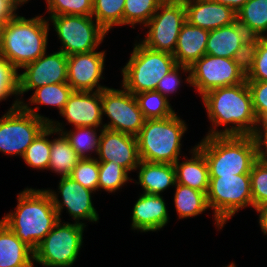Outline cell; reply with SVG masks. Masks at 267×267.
<instances>
[{
  "mask_svg": "<svg viewBox=\"0 0 267 267\" xmlns=\"http://www.w3.org/2000/svg\"><path fill=\"white\" fill-rule=\"evenodd\" d=\"M212 127L206 136L253 135L258 120L252 107V96L245 80L229 87H219L201 96ZM232 124V126H229ZM225 126L224 130H217Z\"/></svg>",
  "mask_w": 267,
  "mask_h": 267,
  "instance_id": "obj_1",
  "label": "cell"
},
{
  "mask_svg": "<svg viewBox=\"0 0 267 267\" xmlns=\"http://www.w3.org/2000/svg\"><path fill=\"white\" fill-rule=\"evenodd\" d=\"M18 204L0 220L33 251L59 222L58 213L46 189L25 188Z\"/></svg>",
  "mask_w": 267,
  "mask_h": 267,
  "instance_id": "obj_2",
  "label": "cell"
},
{
  "mask_svg": "<svg viewBox=\"0 0 267 267\" xmlns=\"http://www.w3.org/2000/svg\"><path fill=\"white\" fill-rule=\"evenodd\" d=\"M49 21L42 15L26 19L16 15L3 23L0 34V56L17 71L47 52Z\"/></svg>",
  "mask_w": 267,
  "mask_h": 267,
  "instance_id": "obj_3",
  "label": "cell"
},
{
  "mask_svg": "<svg viewBox=\"0 0 267 267\" xmlns=\"http://www.w3.org/2000/svg\"><path fill=\"white\" fill-rule=\"evenodd\" d=\"M195 146L205 156L209 177L249 174L258 159L252 135L205 136Z\"/></svg>",
  "mask_w": 267,
  "mask_h": 267,
  "instance_id": "obj_4",
  "label": "cell"
},
{
  "mask_svg": "<svg viewBox=\"0 0 267 267\" xmlns=\"http://www.w3.org/2000/svg\"><path fill=\"white\" fill-rule=\"evenodd\" d=\"M187 129L176 113L165 119L145 120L136 136L140 160L174 164L181 155V140Z\"/></svg>",
  "mask_w": 267,
  "mask_h": 267,
  "instance_id": "obj_5",
  "label": "cell"
},
{
  "mask_svg": "<svg viewBox=\"0 0 267 267\" xmlns=\"http://www.w3.org/2000/svg\"><path fill=\"white\" fill-rule=\"evenodd\" d=\"M23 99L14 101L0 118V152L23 157L33 140L53 121L38 113Z\"/></svg>",
  "mask_w": 267,
  "mask_h": 267,
  "instance_id": "obj_6",
  "label": "cell"
},
{
  "mask_svg": "<svg viewBox=\"0 0 267 267\" xmlns=\"http://www.w3.org/2000/svg\"><path fill=\"white\" fill-rule=\"evenodd\" d=\"M177 66L173 54L154 51L139 43L134 44L130 59L122 68V86L132 94L155 91L158 82Z\"/></svg>",
  "mask_w": 267,
  "mask_h": 267,
  "instance_id": "obj_7",
  "label": "cell"
},
{
  "mask_svg": "<svg viewBox=\"0 0 267 267\" xmlns=\"http://www.w3.org/2000/svg\"><path fill=\"white\" fill-rule=\"evenodd\" d=\"M206 195L209 209L213 210L215 224L220 230L239 210L247 206L253 208L249 174L209 177Z\"/></svg>",
  "mask_w": 267,
  "mask_h": 267,
  "instance_id": "obj_8",
  "label": "cell"
},
{
  "mask_svg": "<svg viewBox=\"0 0 267 267\" xmlns=\"http://www.w3.org/2000/svg\"><path fill=\"white\" fill-rule=\"evenodd\" d=\"M59 222L34 250V262L44 267H71L78 258L86 225Z\"/></svg>",
  "mask_w": 267,
  "mask_h": 267,
  "instance_id": "obj_9",
  "label": "cell"
},
{
  "mask_svg": "<svg viewBox=\"0 0 267 267\" xmlns=\"http://www.w3.org/2000/svg\"><path fill=\"white\" fill-rule=\"evenodd\" d=\"M47 20L61 41L59 50L67 56L95 51L107 34L91 15L49 16Z\"/></svg>",
  "mask_w": 267,
  "mask_h": 267,
  "instance_id": "obj_10",
  "label": "cell"
},
{
  "mask_svg": "<svg viewBox=\"0 0 267 267\" xmlns=\"http://www.w3.org/2000/svg\"><path fill=\"white\" fill-rule=\"evenodd\" d=\"M186 22V9L183 0H164L145 28L146 37L140 42L154 51L173 54L183 24Z\"/></svg>",
  "mask_w": 267,
  "mask_h": 267,
  "instance_id": "obj_11",
  "label": "cell"
},
{
  "mask_svg": "<svg viewBox=\"0 0 267 267\" xmlns=\"http://www.w3.org/2000/svg\"><path fill=\"white\" fill-rule=\"evenodd\" d=\"M189 69V76L185 80L196 88L200 96L212 89L238 85L246 80L232 59L209 54L203 55Z\"/></svg>",
  "mask_w": 267,
  "mask_h": 267,
  "instance_id": "obj_12",
  "label": "cell"
},
{
  "mask_svg": "<svg viewBox=\"0 0 267 267\" xmlns=\"http://www.w3.org/2000/svg\"><path fill=\"white\" fill-rule=\"evenodd\" d=\"M123 89L105 88L101 90L102 115L110 121L104 128L137 136L144 125L145 118L137 100L131 92Z\"/></svg>",
  "mask_w": 267,
  "mask_h": 267,
  "instance_id": "obj_13",
  "label": "cell"
},
{
  "mask_svg": "<svg viewBox=\"0 0 267 267\" xmlns=\"http://www.w3.org/2000/svg\"><path fill=\"white\" fill-rule=\"evenodd\" d=\"M26 64L24 72L18 73V96L39 87L67 82L68 56L57 51Z\"/></svg>",
  "mask_w": 267,
  "mask_h": 267,
  "instance_id": "obj_14",
  "label": "cell"
},
{
  "mask_svg": "<svg viewBox=\"0 0 267 267\" xmlns=\"http://www.w3.org/2000/svg\"><path fill=\"white\" fill-rule=\"evenodd\" d=\"M50 194L55 210L61 221V212L65 208L69 215L73 217L75 223L84 224L80 220H88L89 222H98L99 215L93 206L92 193L94 191L83 187L80 183L74 181L70 176L61 177L57 192L61 195L59 200L56 191L46 189Z\"/></svg>",
  "mask_w": 267,
  "mask_h": 267,
  "instance_id": "obj_15",
  "label": "cell"
},
{
  "mask_svg": "<svg viewBox=\"0 0 267 267\" xmlns=\"http://www.w3.org/2000/svg\"><path fill=\"white\" fill-rule=\"evenodd\" d=\"M105 52L92 51L68 56L67 83L73 91H101L107 88L99 84L104 79Z\"/></svg>",
  "mask_w": 267,
  "mask_h": 267,
  "instance_id": "obj_16",
  "label": "cell"
},
{
  "mask_svg": "<svg viewBox=\"0 0 267 267\" xmlns=\"http://www.w3.org/2000/svg\"><path fill=\"white\" fill-rule=\"evenodd\" d=\"M96 155L98 162L113 161L130 173L140 162L137 137L103 128Z\"/></svg>",
  "mask_w": 267,
  "mask_h": 267,
  "instance_id": "obj_17",
  "label": "cell"
},
{
  "mask_svg": "<svg viewBox=\"0 0 267 267\" xmlns=\"http://www.w3.org/2000/svg\"><path fill=\"white\" fill-rule=\"evenodd\" d=\"M60 114L74 127L103 129L101 91H73Z\"/></svg>",
  "mask_w": 267,
  "mask_h": 267,
  "instance_id": "obj_18",
  "label": "cell"
},
{
  "mask_svg": "<svg viewBox=\"0 0 267 267\" xmlns=\"http://www.w3.org/2000/svg\"><path fill=\"white\" fill-rule=\"evenodd\" d=\"M186 21L206 30H214L237 21L236 12L212 0H183Z\"/></svg>",
  "mask_w": 267,
  "mask_h": 267,
  "instance_id": "obj_19",
  "label": "cell"
},
{
  "mask_svg": "<svg viewBox=\"0 0 267 267\" xmlns=\"http://www.w3.org/2000/svg\"><path fill=\"white\" fill-rule=\"evenodd\" d=\"M131 229L155 232L169 222L166 203L161 195L141 194L132 209Z\"/></svg>",
  "mask_w": 267,
  "mask_h": 267,
  "instance_id": "obj_20",
  "label": "cell"
},
{
  "mask_svg": "<svg viewBox=\"0 0 267 267\" xmlns=\"http://www.w3.org/2000/svg\"><path fill=\"white\" fill-rule=\"evenodd\" d=\"M209 30L191 25L186 21L179 33L173 56L177 65L190 67L206 54Z\"/></svg>",
  "mask_w": 267,
  "mask_h": 267,
  "instance_id": "obj_21",
  "label": "cell"
},
{
  "mask_svg": "<svg viewBox=\"0 0 267 267\" xmlns=\"http://www.w3.org/2000/svg\"><path fill=\"white\" fill-rule=\"evenodd\" d=\"M251 36L237 21L209 31L206 54L232 59L234 53Z\"/></svg>",
  "mask_w": 267,
  "mask_h": 267,
  "instance_id": "obj_22",
  "label": "cell"
},
{
  "mask_svg": "<svg viewBox=\"0 0 267 267\" xmlns=\"http://www.w3.org/2000/svg\"><path fill=\"white\" fill-rule=\"evenodd\" d=\"M190 159L174 163L176 172V183L188 186L192 189L202 191L207 194L209 188L208 164L204 154L194 146L190 150Z\"/></svg>",
  "mask_w": 267,
  "mask_h": 267,
  "instance_id": "obj_23",
  "label": "cell"
},
{
  "mask_svg": "<svg viewBox=\"0 0 267 267\" xmlns=\"http://www.w3.org/2000/svg\"><path fill=\"white\" fill-rule=\"evenodd\" d=\"M138 172V185L142 186L143 193L162 195L167 188L176 185V172L174 164L150 163L140 160L136 170Z\"/></svg>",
  "mask_w": 267,
  "mask_h": 267,
  "instance_id": "obj_24",
  "label": "cell"
},
{
  "mask_svg": "<svg viewBox=\"0 0 267 267\" xmlns=\"http://www.w3.org/2000/svg\"><path fill=\"white\" fill-rule=\"evenodd\" d=\"M34 251L0 221V267H34Z\"/></svg>",
  "mask_w": 267,
  "mask_h": 267,
  "instance_id": "obj_25",
  "label": "cell"
},
{
  "mask_svg": "<svg viewBox=\"0 0 267 267\" xmlns=\"http://www.w3.org/2000/svg\"><path fill=\"white\" fill-rule=\"evenodd\" d=\"M58 138L51 140V151L48 170L59 174L61 177L70 176L73 168L81 159L71 147L68 138L63 132L56 131Z\"/></svg>",
  "mask_w": 267,
  "mask_h": 267,
  "instance_id": "obj_26",
  "label": "cell"
},
{
  "mask_svg": "<svg viewBox=\"0 0 267 267\" xmlns=\"http://www.w3.org/2000/svg\"><path fill=\"white\" fill-rule=\"evenodd\" d=\"M236 15L251 37H267V0H248Z\"/></svg>",
  "mask_w": 267,
  "mask_h": 267,
  "instance_id": "obj_27",
  "label": "cell"
},
{
  "mask_svg": "<svg viewBox=\"0 0 267 267\" xmlns=\"http://www.w3.org/2000/svg\"><path fill=\"white\" fill-rule=\"evenodd\" d=\"M50 125L56 131H60L65 134L71 144V147L77 152L81 159L95 158L94 156L91 157V154L89 153H97L102 129H99L100 134L97 135V128L93 127H75V130L66 131L64 130V127H62V123L59 121L53 120Z\"/></svg>",
  "mask_w": 267,
  "mask_h": 267,
  "instance_id": "obj_28",
  "label": "cell"
},
{
  "mask_svg": "<svg viewBox=\"0 0 267 267\" xmlns=\"http://www.w3.org/2000/svg\"><path fill=\"white\" fill-rule=\"evenodd\" d=\"M174 187V203L179 219L195 217L209 209L206 193L178 183Z\"/></svg>",
  "mask_w": 267,
  "mask_h": 267,
  "instance_id": "obj_29",
  "label": "cell"
},
{
  "mask_svg": "<svg viewBox=\"0 0 267 267\" xmlns=\"http://www.w3.org/2000/svg\"><path fill=\"white\" fill-rule=\"evenodd\" d=\"M51 134H56V130L48 125L28 146L22 158L29 167L48 170L51 151V140L48 136Z\"/></svg>",
  "mask_w": 267,
  "mask_h": 267,
  "instance_id": "obj_30",
  "label": "cell"
},
{
  "mask_svg": "<svg viewBox=\"0 0 267 267\" xmlns=\"http://www.w3.org/2000/svg\"><path fill=\"white\" fill-rule=\"evenodd\" d=\"M145 120L165 119L175 114L169 100L157 91L134 94Z\"/></svg>",
  "mask_w": 267,
  "mask_h": 267,
  "instance_id": "obj_31",
  "label": "cell"
},
{
  "mask_svg": "<svg viewBox=\"0 0 267 267\" xmlns=\"http://www.w3.org/2000/svg\"><path fill=\"white\" fill-rule=\"evenodd\" d=\"M92 17L108 33L113 26L123 25L125 0H92Z\"/></svg>",
  "mask_w": 267,
  "mask_h": 267,
  "instance_id": "obj_32",
  "label": "cell"
},
{
  "mask_svg": "<svg viewBox=\"0 0 267 267\" xmlns=\"http://www.w3.org/2000/svg\"><path fill=\"white\" fill-rule=\"evenodd\" d=\"M33 95L29 99L30 104L54 106L59 109V114L63 111L73 89L67 83L50 84L34 89Z\"/></svg>",
  "mask_w": 267,
  "mask_h": 267,
  "instance_id": "obj_33",
  "label": "cell"
},
{
  "mask_svg": "<svg viewBox=\"0 0 267 267\" xmlns=\"http://www.w3.org/2000/svg\"><path fill=\"white\" fill-rule=\"evenodd\" d=\"M164 0H125L123 25H146Z\"/></svg>",
  "mask_w": 267,
  "mask_h": 267,
  "instance_id": "obj_34",
  "label": "cell"
},
{
  "mask_svg": "<svg viewBox=\"0 0 267 267\" xmlns=\"http://www.w3.org/2000/svg\"><path fill=\"white\" fill-rule=\"evenodd\" d=\"M128 171L113 161L99 162V181L98 189H103L108 193L119 190L129 181Z\"/></svg>",
  "mask_w": 267,
  "mask_h": 267,
  "instance_id": "obj_35",
  "label": "cell"
},
{
  "mask_svg": "<svg viewBox=\"0 0 267 267\" xmlns=\"http://www.w3.org/2000/svg\"><path fill=\"white\" fill-rule=\"evenodd\" d=\"M250 175L253 209L267 203V164L257 159L252 165Z\"/></svg>",
  "mask_w": 267,
  "mask_h": 267,
  "instance_id": "obj_36",
  "label": "cell"
},
{
  "mask_svg": "<svg viewBox=\"0 0 267 267\" xmlns=\"http://www.w3.org/2000/svg\"><path fill=\"white\" fill-rule=\"evenodd\" d=\"M70 177L85 188L94 192L99 191V162L96 158L80 159L73 168Z\"/></svg>",
  "mask_w": 267,
  "mask_h": 267,
  "instance_id": "obj_37",
  "label": "cell"
},
{
  "mask_svg": "<svg viewBox=\"0 0 267 267\" xmlns=\"http://www.w3.org/2000/svg\"><path fill=\"white\" fill-rule=\"evenodd\" d=\"M50 16L81 15L89 16L93 12L92 0H46Z\"/></svg>",
  "mask_w": 267,
  "mask_h": 267,
  "instance_id": "obj_38",
  "label": "cell"
},
{
  "mask_svg": "<svg viewBox=\"0 0 267 267\" xmlns=\"http://www.w3.org/2000/svg\"><path fill=\"white\" fill-rule=\"evenodd\" d=\"M13 95H15L16 101L20 103L18 71L4 57L0 56V102Z\"/></svg>",
  "mask_w": 267,
  "mask_h": 267,
  "instance_id": "obj_39",
  "label": "cell"
},
{
  "mask_svg": "<svg viewBox=\"0 0 267 267\" xmlns=\"http://www.w3.org/2000/svg\"><path fill=\"white\" fill-rule=\"evenodd\" d=\"M260 37H250L241 47L234 53L232 60L237 67L246 76L253 67L257 56Z\"/></svg>",
  "mask_w": 267,
  "mask_h": 267,
  "instance_id": "obj_40",
  "label": "cell"
},
{
  "mask_svg": "<svg viewBox=\"0 0 267 267\" xmlns=\"http://www.w3.org/2000/svg\"><path fill=\"white\" fill-rule=\"evenodd\" d=\"M254 114L259 121L267 115V81H247Z\"/></svg>",
  "mask_w": 267,
  "mask_h": 267,
  "instance_id": "obj_41",
  "label": "cell"
},
{
  "mask_svg": "<svg viewBox=\"0 0 267 267\" xmlns=\"http://www.w3.org/2000/svg\"><path fill=\"white\" fill-rule=\"evenodd\" d=\"M246 81H267V37H260L257 56Z\"/></svg>",
  "mask_w": 267,
  "mask_h": 267,
  "instance_id": "obj_42",
  "label": "cell"
},
{
  "mask_svg": "<svg viewBox=\"0 0 267 267\" xmlns=\"http://www.w3.org/2000/svg\"><path fill=\"white\" fill-rule=\"evenodd\" d=\"M180 70L183 72H190L188 66L185 65H177L173 68L168 74L163 76L161 80L158 82L157 88L155 91L160 92L164 97L168 99V96L172 93L177 92V88L181 85V74ZM180 74V75H179Z\"/></svg>",
  "mask_w": 267,
  "mask_h": 267,
  "instance_id": "obj_43",
  "label": "cell"
},
{
  "mask_svg": "<svg viewBox=\"0 0 267 267\" xmlns=\"http://www.w3.org/2000/svg\"><path fill=\"white\" fill-rule=\"evenodd\" d=\"M257 150V157H267V126H257L252 135Z\"/></svg>",
  "mask_w": 267,
  "mask_h": 267,
  "instance_id": "obj_44",
  "label": "cell"
},
{
  "mask_svg": "<svg viewBox=\"0 0 267 267\" xmlns=\"http://www.w3.org/2000/svg\"><path fill=\"white\" fill-rule=\"evenodd\" d=\"M16 11L5 1L0 0V21L2 23L14 18L17 14Z\"/></svg>",
  "mask_w": 267,
  "mask_h": 267,
  "instance_id": "obj_45",
  "label": "cell"
},
{
  "mask_svg": "<svg viewBox=\"0 0 267 267\" xmlns=\"http://www.w3.org/2000/svg\"><path fill=\"white\" fill-rule=\"evenodd\" d=\"M256 212L259 213V225L264 235H267V203L257 207Z\"/></svg>",
  "mask_w": 267,
  "mask_h": 267,
  "instance_id": "obj_46",
  "label": "cell"
},
{
  "mask_svg": "<svg viewBox=\"0 0 267 267\" xmlns=\"http://www.w3.org/2000/svg\"><path fill=\"white\" fill-rule=\"evenodd\" d=\"M222 5H226L237 12L248 0H212Z\"/></svg>",
  "mask_w": 267,
  "mask_h": 267,
  "instance_id": "obj_47",
  "label": "cell"
},
{
  "mask_svg": "<svg viewBox=\"0 0 267 267\" xmlns=\"http://www.w3.org/2000/svg\"><path fill=\"white\" fill-rule=\"evenodd\" d=\"M7 4H9L15 11L21 6L26 3V0H3Z\"/></svg>",
  "mask_w": 267,
  "mask_h": 267,
  "instance_id": "obj_48",
  "label": "cell"
},
{
  "mask_svg": "<svg viewBox=\"0 0 267 267\" xmlns=\"http://www.w3.org/2000/svg\"><path fill=\"white\" fill-rule=\"evenodd\" d=\"M257 126H267V115L261 121L258 122Z\"/></svg>",
  "mask_w": 267,
  "mask_h": 267,
  "instance_id": "obj_49",
  "label": "cell"
},
{
  "mask_svg": "<svg viewBox=\"0 0 267 267\" xmlns=\"http://www.w3.org/2000/svg\"><path fill=\"white\" fill-rule=\"evenodd\" d=\"M259 160L264 161L267 164V157H257Z\"/></svg>",
  "mask_w": 267,
  "mask_h": 267,
  "instance_id": "obj_50",
  "label": "cell"
},
{
  "mask_svg": "<svg viewBox=\"0 0 267 267\" xmlns=\"http://www.w3.org/2000/svg\"><path fill=\"white\" fill-rule=\"evenodd\" d=\"M226 267H236V265L234 264V262L230 263V265H227Z\"/></svg>",
  "mask_w": 267,
  "mask_h": 267,
  "instance_id": "obj_51",
  "label": "cell"
},
{
  "mask_svg": "<svg viewBox=\"0 0 267 267\" xmlns=\"http://www.w3.org/2000/svg\"><path fill=\"white\" fill-rule=\"evenodd\" d=\"M2 24H3V23L0 21V34H1V26H2Z\"/></svg>",
  "mask_w": 267,
  "mask_h": 267,
  "instance_id": "obj_52",
  "label": "cell"
}]
</instances>
